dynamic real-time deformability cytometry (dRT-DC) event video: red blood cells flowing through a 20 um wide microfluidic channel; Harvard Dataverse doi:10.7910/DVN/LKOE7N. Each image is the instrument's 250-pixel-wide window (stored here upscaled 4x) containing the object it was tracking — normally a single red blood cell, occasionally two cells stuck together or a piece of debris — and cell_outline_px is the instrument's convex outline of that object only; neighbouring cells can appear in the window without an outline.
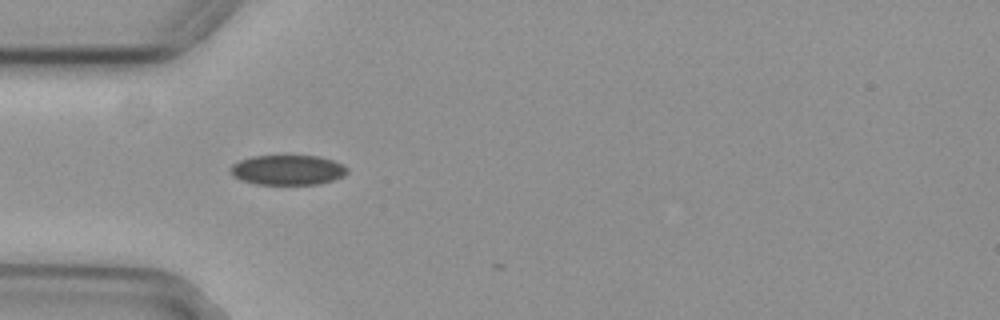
{"species": "common noctule bat (a hibernating species)", "species_latin": "Nyctalus noctula", "temperature_condition": "cold", "stored_images_in_passage": 3, "camera_frame_rate_fps": 3000, "um_per_image_px": 0.085, "animal": {"sex": "female", "body_mass_g": 29.2, "forearm_length_mm": 56.3}, "frame": {"image": 1, "passage_image": 2, "time_ms": 0.333, "image_size_px": [1000, 320], "cell_outline_px": [[348, 172], [344, 176], [320, 184], [256, 184], [240, 180], [232, 176], [228, 172], [228, 168], [232, 164], [240, 160], [252, 156], [316, 156], [332, 160], [348, 168]], "centroid_in_image_um": [24.39, 14.45], "position_along_channel_um": 60.6, "area_um2": 20.46}}